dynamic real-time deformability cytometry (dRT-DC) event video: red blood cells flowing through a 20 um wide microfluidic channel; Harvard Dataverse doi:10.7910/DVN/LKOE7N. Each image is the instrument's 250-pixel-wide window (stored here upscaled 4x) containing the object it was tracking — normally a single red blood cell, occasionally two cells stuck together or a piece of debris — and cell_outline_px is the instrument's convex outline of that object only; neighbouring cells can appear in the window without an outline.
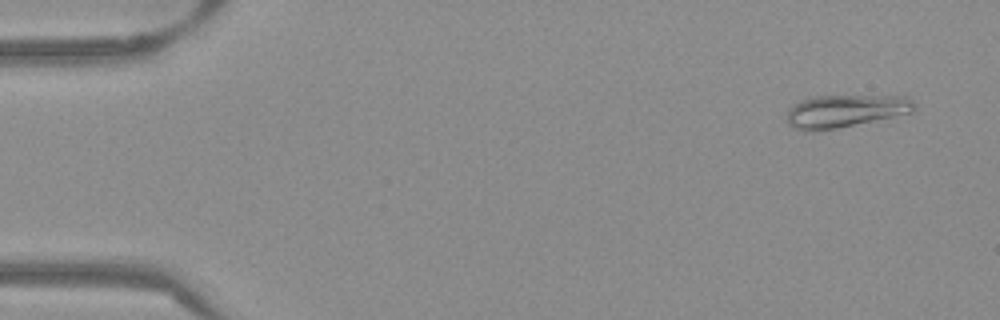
{"species": "Egyptian fruit bat (a non-hibernating species)", "species_latin": "Rousettus aegyptiacus", "temperature_condition": "warm", "stored_images_in_passage": 52, "camera_frame_rate_fps": 3000, "um_per_image_px": 0.085, "frame": {"image": 1, "passage_image": 3, "time_ms": 0.667, "image_size_px": [1000, 320], "cell_outline_px": [[916, 108], [912, 112], [836, 128], [812, 132], [804, 132], [792, 128], [788, 124], [788, 108], [792, 104], [800, 100], [812, 96], [904, 96], [912, 100], [916, 104]], "centroid_in_image_um": [71.78, 9.44], "position_along_channel_um": 13.2, "area_um2": 24.28}}
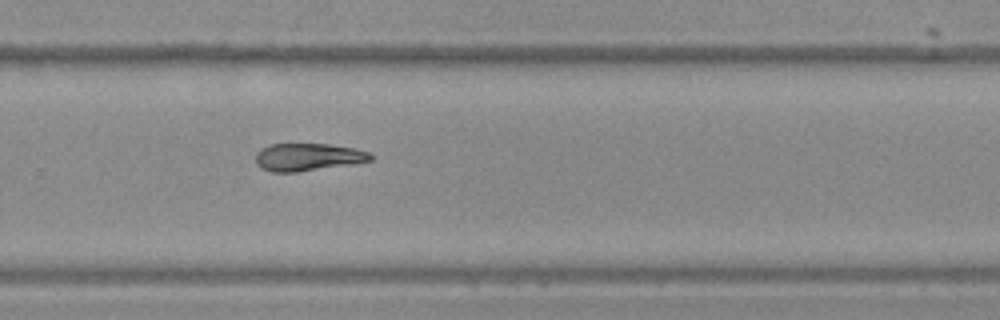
{"frame": {"image": 2, "passage_image": 35, "time_ms": 11.333, "image_size_px": [1000, 320], "cell_outline_px": [[372, 160], [352, 164], [296, 172], [272, 172], [260, 168], [256, 164], [256, 152], [260, 148], [268, 144], [328, 144], [356, 148], [368, 152], [372, 156]], "centroid_in_image_um": [26.13, 13.34], "position_along_channel_um": 303.7, "area_um2": 18.55}}
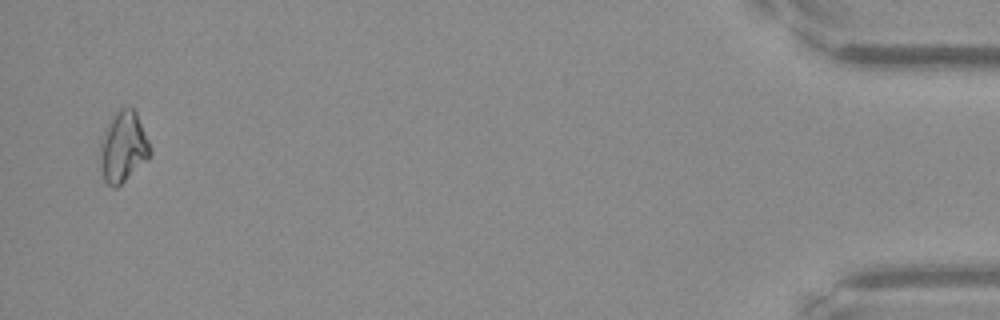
{"frame": {"image": 3, "passage_image": 51, "time_ms": 16.667, "image_size_px": [1000, 320], "cell_outline_px": [[152, 152], [148, 160], [116, 188], [112, 188], [104, 180], [100, 168], [100, 140], [112, 116], [120, 108], [132, 108], [136, 112], [152, 148]], "centroid_in_image_um": [10.48, 12.52], "position_along_channel_um": 424.7, "area_um2": 20.69}}